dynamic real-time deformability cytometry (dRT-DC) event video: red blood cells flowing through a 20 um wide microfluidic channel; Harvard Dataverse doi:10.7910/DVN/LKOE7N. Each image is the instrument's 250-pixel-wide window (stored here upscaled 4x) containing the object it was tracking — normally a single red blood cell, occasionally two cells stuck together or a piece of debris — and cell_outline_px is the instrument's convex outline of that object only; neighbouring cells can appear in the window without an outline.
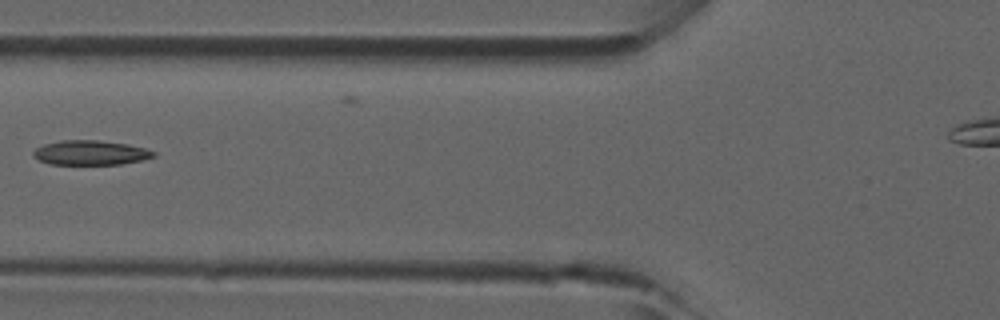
{"species": "common noctule bat (a hibernating species)", "species_latin": "Nyctalus noctula", "temperature_condition": "room temperature", "stored_images_in_passage": 4, "camera_frame_rate_fps": 3000, "um_per_image_px": 0.085, "animal": {"sex": "male", "forearm_length_mm": 52.5}, "frame": {"image": 1, "passage_image": 2, "time_ms": 0.333, "image_size_px": [1000, 320], "cell_outline_px": [[156, 156], [140, 160], [120, 164], [52, 164], [40, 160], [32, 156], [32, 152], [36, 148], [44, 144], [60, 140], [100, 140], [128, 144], [144, 148], [156, 152]], "centroid_in_image_um": [7.68, 12.97], "position_along_channel_um": 118.1, "area_um2": 17.17}}